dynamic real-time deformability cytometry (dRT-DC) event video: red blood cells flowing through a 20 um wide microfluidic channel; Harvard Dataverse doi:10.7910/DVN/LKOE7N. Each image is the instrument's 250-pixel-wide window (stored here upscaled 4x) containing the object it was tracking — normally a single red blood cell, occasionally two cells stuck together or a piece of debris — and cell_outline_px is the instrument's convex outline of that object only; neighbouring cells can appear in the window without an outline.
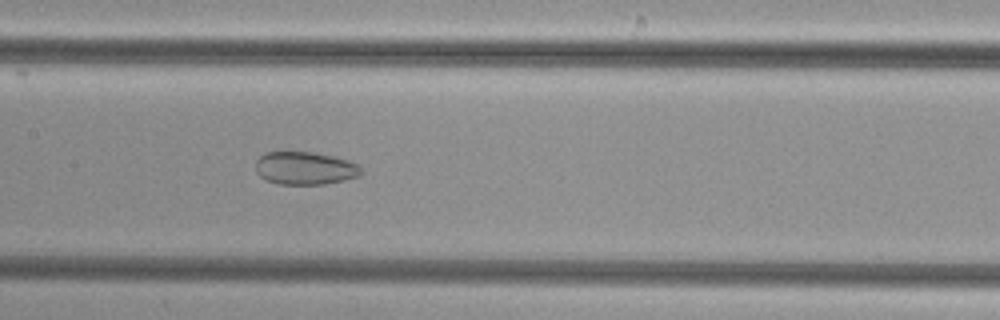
{"species": "common noctule bat (a hibernating species)", "species_latin": "Nyctalus noctula", "temperature_condition": "cold", "stored_images_in_passage": 39, "camera_frame_rate_fps": 3000, "um_per_image_px": 0.085, "animal": {"sex": "female", "body_mass_g": 29.2, "forearm_length_mm": 56.3}, "frame": {"image": 1, "passage_image": 13, "time_ms": 4.0, "image_size_px": [1000, 320], "cell_outline_px": [[360, 176], [344, 180], [324, 184], [280, 184], [268, 180], [260, 176], [256, 172], [256, 160], [264, 152], [312, 152], [332, 156], [348, 160], [356, 164], [360, 168]], "centroid_in_image_um": [25.9, 14.29], "position_along_channel_um": 181.5, "area_um2": 20.06}}
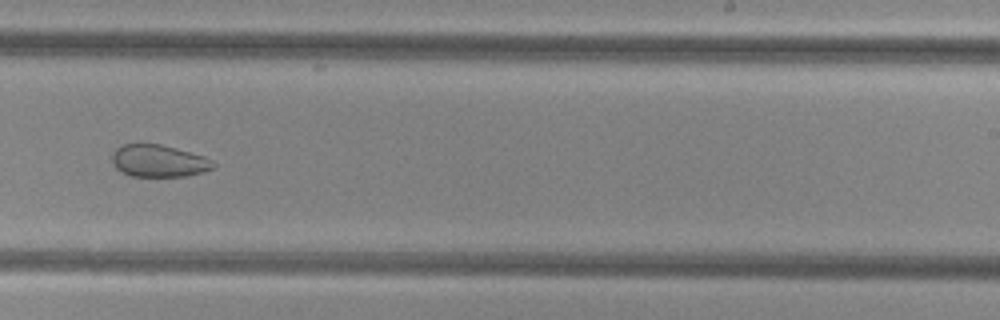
{"frame": {"image": 2, "passage_image": 20, "time_ms": 6.333, "image_size_px": [1000, 320], "cell_outline_px": [[216, 168], [204, 172], [188, 176], [132, 176], [120, 172], [112, 164], [112, 152], [116, 148], [124, 144], [160, 144], [176, 148], [204, 156], [212, 160], [216, 164]], "centroid_in_image_um": [13.51, 13.68], "position_along_channel_um": 275.5, "area_um2": 19.19}}
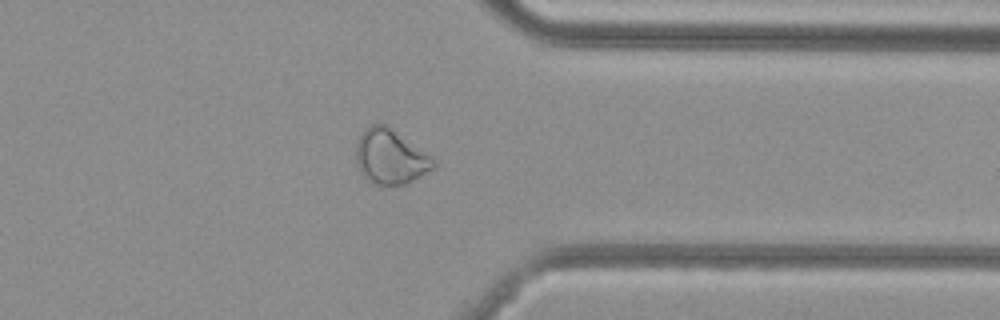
{"frame": {"image": 3, "passage_image": 28, "time_ms": 9.0, "image_size_px": [1000, 320], "cell_outline_px": [[436, 168], [408, 184], [384, 188], [380, 188], [368, 180], [364, 176], [356, 160], [356, 144], [364, 128], [372, 124], [388, 124], [436, 160]], "centroid_in_image_um": [33.21, 13.37], "position_along_channel_um": 378.2, "area_um2": 25.37}}